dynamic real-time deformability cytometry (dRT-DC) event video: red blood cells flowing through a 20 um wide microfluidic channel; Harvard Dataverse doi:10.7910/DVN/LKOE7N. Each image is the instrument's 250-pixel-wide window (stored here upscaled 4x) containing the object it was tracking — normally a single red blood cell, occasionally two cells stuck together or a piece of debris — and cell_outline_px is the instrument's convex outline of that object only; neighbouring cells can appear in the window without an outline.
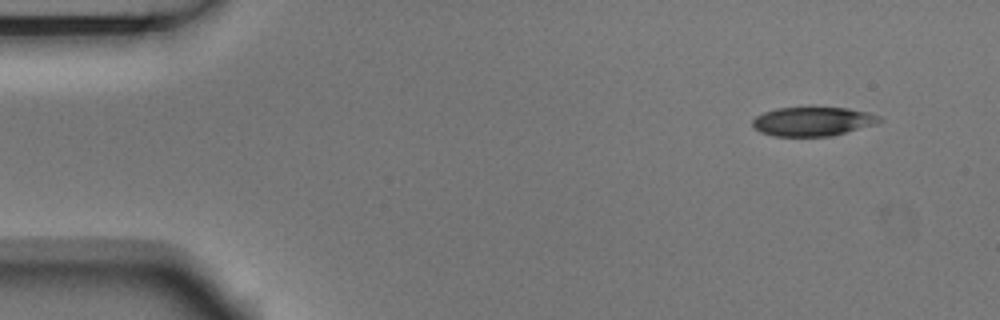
{"species": "Egyptian fruit bat (a non-hibernating species)", "species_latin": "Rousettus aegyptiacus", "temperature_condition": "room temperature", "stored_images_in_passage": 3, "camera_frame_rate_fps": 3000, "um_per_image_px": 0.085, "animal": {"sex": "male"}, "frame": {"image": 1, "passage_image": 1, "time_ms": 0.0, "image_size_px": [1000, 320], "cell_outline_px": [[884, 120], [876, 124], [832, 136], [772, 136], [760, 132], [752, 124], [752, 120], [756, 116], [764, 112], [776, 108], [808, 104], [812, 104], [848, 108], [868, 112], [880, 116]], "centroid_in_image_um": [69.1, 10.27], "position_along_channel_um": 15.9, "area_um2": 22.54}}
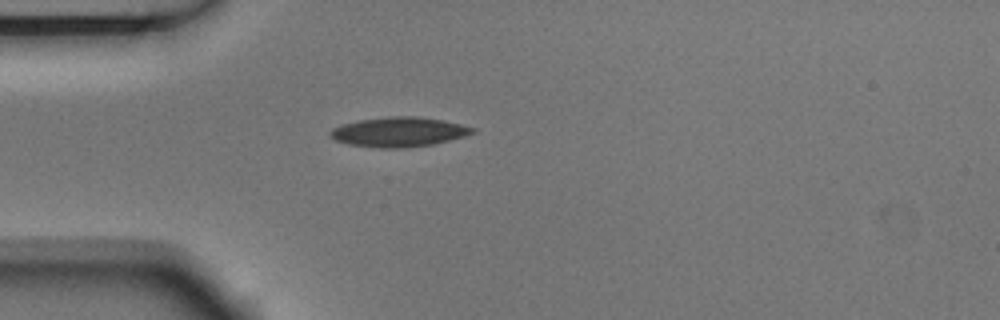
{"frame": {"image": 2, "passage_image": 3, "time_ms": 0.667, "image_size_px": [1000, 320], "cell_outline_px": [[476, 132], [464, 136], [432, 144], [408, 148], [376, 148], [348, 144], [336, 140], [328, 132], [332, 128], [340, 124], [360, 120], [388, 116], [416, 116], [440, 120], [460, 124], [476, 128]], "centroid_in_image_um": [33.88, 11.22], "position_along_channel_um": 51.1, "area_um2": 24.57}}